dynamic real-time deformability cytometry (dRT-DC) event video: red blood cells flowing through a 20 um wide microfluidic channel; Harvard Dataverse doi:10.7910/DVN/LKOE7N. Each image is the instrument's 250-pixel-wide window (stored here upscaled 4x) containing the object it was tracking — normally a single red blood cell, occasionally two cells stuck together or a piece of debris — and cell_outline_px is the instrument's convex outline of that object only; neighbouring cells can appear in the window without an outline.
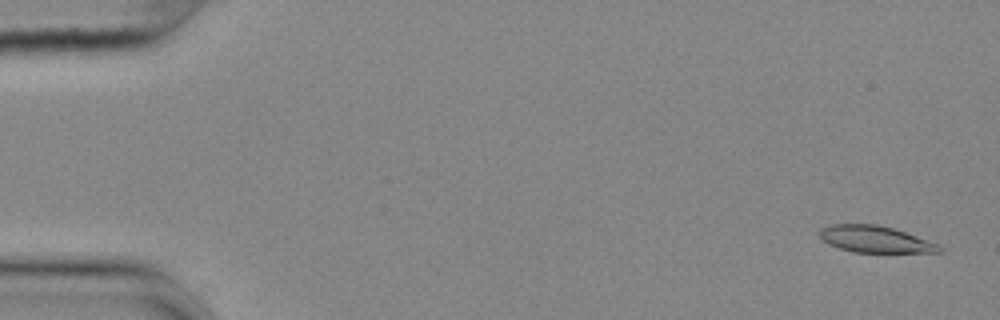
{"species": "common noctule bat (a hibernating species)", "species_latin": "Nyctalus noctula", "temperature_condition": "cold", "stored_images_in_passage": 55, "camera_frame_rate_fps": 3000, "um_per_image_px": 0.085, "animal": {"sex": "female", "body_mass_g": 25.1}, "frame": {"image": 1, "passage_image": 2, "time_ms": 0.333, "image_size_px": [1000, 320], "cell_outline_px": [[944, 252], [852, 252], [828, 244], [820, 236], [820, 228], [832, 224], [876, 224], [892, 228], [940, 244], [944, 248]], "centroid_in_image_um": [74.42, 20.34], "position_along_channel_um": 10.6, "area_um2": 18.5}}
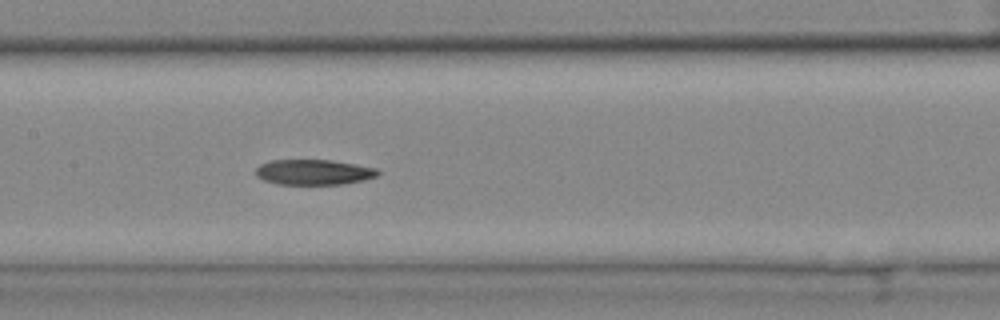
{"frame": {"image": 2, "passage_image": 27, "time_ms": 8.667, "image_size_px": [1000, 320], "cell_outline_px": [[380, 172], [376, 176], [364, 180], [344, 184], [276, 184], [264, 180], [256, 176], [256, 168], [260, 164], [272, 160], [332, 160], [376, 168]], "centroid_in_image_um": [26.65, 14.63], "position_along_channel_um": 180.7, "area_um2": 17.98}}
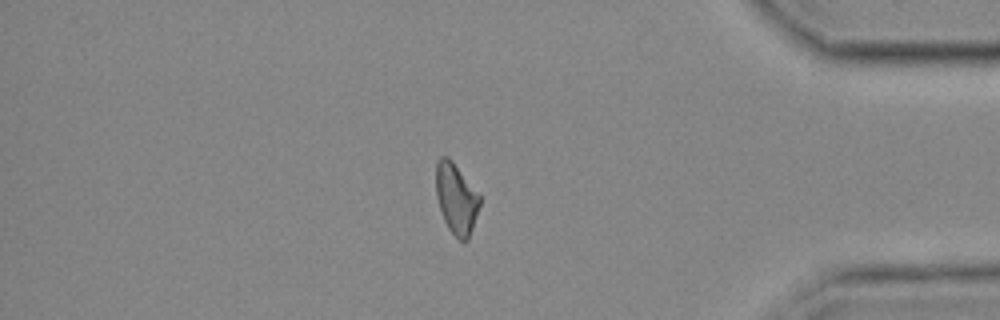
{"frame": {"image": 3, "passage_image": 47, "time_ms": 15.333, "image_size_px": [1000, 320], "cell_outline_px": [[480, 204], [468, 240], [460, 240], [448, 228], [444, 220], [436, 196], [436, 160], [440, 156], [448, 156], [452, 160], [480, 196]], "centroid_in_image_um": [38.76, 16.84], "position_along_channel_um": 396.4, "area_um2": 17.74}}